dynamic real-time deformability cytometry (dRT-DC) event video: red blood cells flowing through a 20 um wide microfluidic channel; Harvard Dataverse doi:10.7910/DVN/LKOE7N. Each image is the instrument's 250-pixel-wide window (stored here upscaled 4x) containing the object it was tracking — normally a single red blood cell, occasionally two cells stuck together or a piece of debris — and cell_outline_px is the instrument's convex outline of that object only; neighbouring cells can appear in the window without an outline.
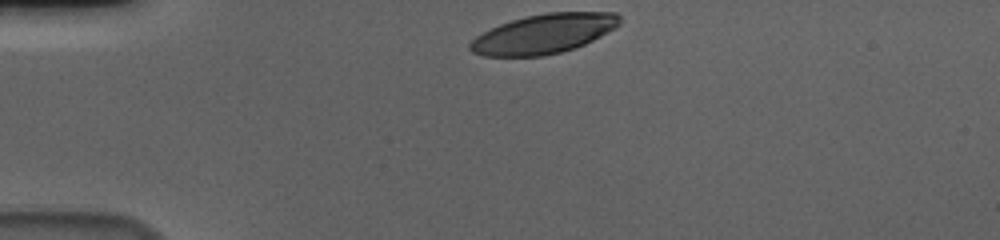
{"species": "human", "species_latin": "Homo sapiens", "temperature_condition": "cold", "stored_images_in_passage": 35, "camera_frame_rate_fps": 3000, "um_per_image_px": 0.085, "donor": {"sex": "male"}, "frame": {"image": 1, "passage_image": 1, "time_ms": 0.0, "image_size_px": [1000, 240], "cell_outline_px": [[620, 24], [600, 36], [584, 44], [560, 52], [544, 56], [484, 56], [472, 52], [468, 48], [468, 44], [476, 36], [500, 24], [524, 16], [544, 12], [616, 12], [620, 16]], "centroid_in_image_um": [46.2, 2.86], "position_along_channel_um": 38.8, "area_um2": 34.28}}
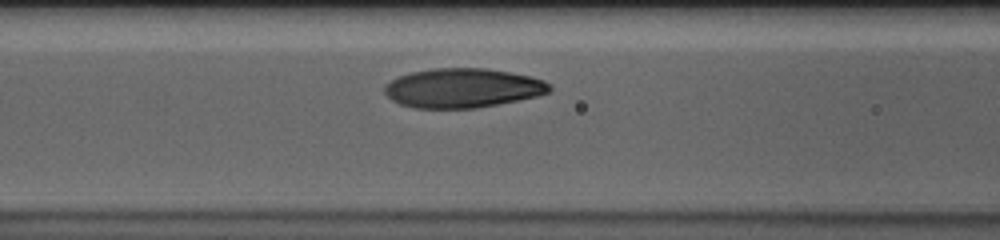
{"frame": {"image": 2, "passage_image": 12, "time_ms": 3.667, "image_size_px": [1000, 240], "cell_outline_px": [[552, 88], [548, 92], [536, 96], [476, 108], [416, 108], [400, 104], [392, 100], [384, 92], [384, 84], [400, 76], [412, 72], [432, 68], [488, 68], [532, 76], [544, 80]], "centroid_in_image_um": [39.31, 7.47], "position_along_channel_um": 127.3, "area_um2": 37.69}}
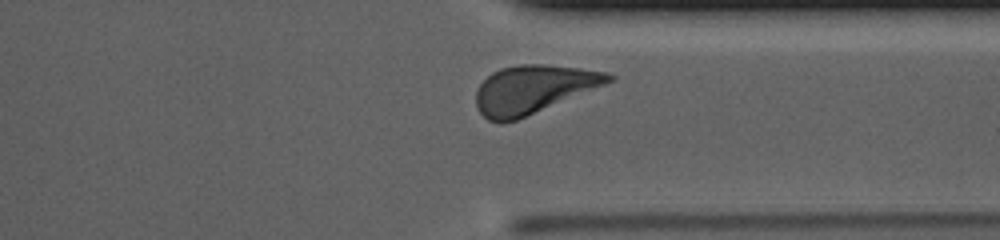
{"frame": {"image": 3, "passage_image": 32, "time_ms": 10.333, "image_size_px": [1000, 240], "cell_outline_px": [[616, 80], [516, 120], [500, 124], [488, 120], [480, 112], [476, 104], [476, 92], [480, 84], [492, 72], [500, 68], [520, 64], [544, 64], [580, 68], [608, 72], [616, 76]], "centroid_in_image_um": [45.34, 7.58], "position_along_channel_um": 366.1, "area_um2": 37.17}, "authors_computed_cell_mechanics": {"area_um2": 37.1654, "velocity_mm_per_s": 3.5786, "shape_relaxation_time_tau1_ms": 4.7317, "shape_relaxation_time_tau2_ms": 2.0495, "deformation_change_tau1": 0.217, "deformation_change_tau2": 0.0727}}